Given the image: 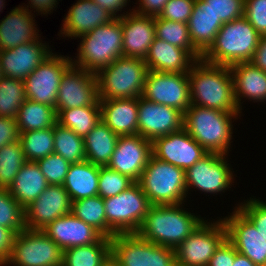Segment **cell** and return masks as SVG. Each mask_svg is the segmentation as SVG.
<instances>
[{
  "instance_id": "1",
  "label": "cell",
  "mask_w": 266,
  "mask_h": 266,
  "mask_svg": "<svg viewBox=\"0 0 266 266\" xmlns=\"http://www.w3.org/2000/svg\"><path fill=\"white\" fill-rule=\"evenodd\" d=\"M190 103L225 112H240L229 66L197 60L188 72Z\"/></svg>"
},
{
  "instance_id": "2",
  "label": "cell",
  "mask_w": 266,
  "mask_h": 266,
  "mask_svg": "<svg viewBox=\"0 0 266 266\" xmlns=\"http://www.w3.org/2000/svg\"><path fill=\"white\" fill-rule=\"evenodd\" d=\"M183 204L151 205L137 234L149 242L175 249L204 221L184 210Z\"/></svg>"
},
{
  "instance_id": "3",
  "label": "cell",
  "mask_w": 266,
  "mask_h": 266,
  "mask_svg": "<svg viewBox=\"0 0 266 266\" xmlns=\"http://www.w3.org/2000/svg\"><path fill=\"white\" fill-rule=\"evenodd\" d=\"M242 112H225L216 109L190 105L184 113L183 128L208 153L227 155L233 142L232 120ZM229 149V150H228Z\"/></svg>"
},
{
  "instance_id": "4",
  "label": "cell",
  "mask_w": 266,
  "mask_h": 266,
  "mask_svg": "<svg viewBox=\"0 0 266 266\" xmlns=\"http://www.w3.org/2000/svg\"><path fill=\"white\" fill-rule=\"evenodd\" d=\"M260 36L245 16L224 23L202 60L222 66L250 62Z\"/></svg>"
},
{
  "instance_id": "5",
  "label": "cell",
  "mask_w": 266,
  "mask_h": 266,
  "mask_svg": "<svg viewBox=\"0 0 266 266\" xmlns=\"http://www.w3.org/2000/svg\"><path fill=\"white\" fill-rule=\"evenodd\" d=\"M79 38L82 40L78 53L75 56L76 59H71V62L77 67L96 74L115 59L123 56L122 17L97 26Z\"/></svg>"
},
{
  "instance_id": "6",
  "label": "cell",
  "mask_w": 266,
  "mask_h": 266,
  "mask_svg": "<svg viewBox=\"0 0 266 266\" xmlns=\"http://www.w3.org/2000/svg\"><path fill=\"white\" fill-rule=\"evenodd\" d=\"M147 72L143 59L124 56L115 59L95 74L99 100L139 98Z\"/></svg>"
},
{
  "instance_id": "7",
  "label": "cell",
  "mask_w": 266,
  "mask_h": 266,
  "mask_svg": "<svg viewBox=\"0 0 266 266\" xmlns=\"http://www.w3.org/2000/svg\"><path fill=\"white\" fill-rule=\"evenodd\" d=\"M138 183L151 205H175L185 202V171L153 155L149 158Z\"/></svg>"
},
{
  "instance_id": "8",
  "label": "cell",
  "mask_w": 266,
  "mask_h": 266,
  "mask_svg": "<svg viewBox=\"0 0 266 266\" xmlns=\"http://www.w3.org/2000/svg\"><path fill=\"white\" fill-rule=\"evenodd\" d=\"M103 200L107 225L116 234L137 233L151 206L138 182Z\"/></svg>"
},
{
  "instance_id": "9",
  "label": "cell",
  "mask_w": 266,
  "mask_h": 266,
  "mask_svg": "<svg viewBox=\"0 0 266 266\" xmlns=\"http://www.w3.org/2000/svg\"><path fill=\"white\" fill-rule=\"evenodd\" d=\"M111 253L121 266H177L175 249L142 239L137 233L115 234Z\"/></svg>"
},
{
  "instance_id": "10",
  "label": "cell",
  "mask_w": 266,
  "mask_h": 266,
  "mask_svg": "<svg viewBox=\"0 0 266 266\" xmlns=\"http://www.w3.org/2000/svg\"><path fill=\"white\" fill-rule=\"evenodd\" d=\"M63 250L42 230L24 229L15 235L3 266H62Z\"/></svg>"
},
{
  "instance_id": "11",
  "label": "cell",
  "mask_w": 266,
  "mask_h": 266,
  "mask_svg": "<svg viewBox=\"0 0 266 266\" xmlns=\"http://www.w3.org/2000/svg\"><path fill=\"white\" fill-rule=\"evenodd\" d=\"M227 238L222 219L207 222L204 220L175 248L177 266H208L220 244Z\"/></svg>"
},
{
  "instance_id": "12",
  "label": "cell",
  "mask_w": 266,
  "mask_h": 266,
  "mask_svg": "<svg viewBox=\"0 0 266 266\" xmlns=\"http://www.w3.org/2000/svg\"><path fill=\"white\" fill-rule=\"evenodd\" d=\"M72 65L71 57L52 53L24 80L27 99L56 109L61 78Z\"/></svg>"
},
{
  "instance_id": "13",
  "label": "cell",
  "mask_w": 266,
  "mask_h": 266,
  "mask_svg": "<svg viewBox=\"0 0 266 266\" xmlns=\"http://www.w3.org/2000/svg\"><path fill=\"white\" fill-rule=\"evenodd\" d=\"M226 155L207 153L185 171L187 194L191 187L202 193L216 194L225 192L234 183L232 168L227 163Z\"/></svg>"
},
{
  "instance_id": "14",
  "label": "cell",
  "mask_w": 266,
  "mask_h": 266,
  "mask_svg": "<svg viewBox=\"0 0 266 266\" xmlns=\"http://www.w3.org/2000/svg\"><path fill=\"white\" fill-rule=\"evenodd\" d=\"M142 97L185 113L191 105L188 72L164 73L148 70Z\"/></svg>"
},
{
  "instance_id": "15",
  "label": "cell",
  "mask_w": 266,
  "mask_h": 266,
  "mask_svg": "<svg viewBox=\"0 0 266 266\" xmlns=\"http://www.w3.org/2000/svg\"><path fill=\"white\" fill-rule=\"evenodd\" d=\"M98 100L95 73L72 64L61 78L55 110L93 106Z\"/></svg>"
},
{
  "instance_id": "16",
  "label": "cell",
  "mask_w": 266,
  "mask_h": 266,
  "mask_svg": "<svg viewBox=\"0 0 266 266\" xmlns=\"http://www.w3.org/2000/svg\"><path fill=\"white\" fill-rule=\"evenodd\" d=\"M207 153L184 128L169 135L157 137L152 141V155L154 157L180 167L184 171Z\"/></svg>"
},
{
  "instance_id": "17",
  "label": "cell",
  "mask_w": 266,
  "mask_h": 266,
  "mask_svg": "<svg viewBox=\"0 0 266 266\" xmlns=\"http://www.w3.org/2000/svg\"><path fill=\"white\" fill-rule=\"evenodd\" d=\"M152 155V141L139 134L119 136L107 167L138 182Z\"/></svg>"
},
{
  "instance_id": "18",
  "label": "cell",
  "mask_w": 266,
  "mask_h": 266,
  "mask_svg": "<svg viewBox=\"0 0 266 266\" xmlns=\"http://www.w3.org/2000/svg\"><path fill=\"white\" fill-rule=\"evenodd\" d=\"M184 113L178 109L157 104L142 96L138 98V134L153 141L160 136L183 128Z\"/></svg>"
},
{
  "instance_id": "19",
  "label": "cell",
  "mask_w": 266,
  "mask_h": 266,
  "mask_svg": "<svg viewBox=\"0 0 266 266\" xmlns=\"http://www.w3.org/2000/svg\"><path fill=\"white\" fill-rule=\"evenodd\" d=\"M231 215L223 218L227 239L237 252L248 257L258 266L266 264V238L254 224L236 207Z\"/></svg>"
},
{
  "instance_id": "20",
  "label": "cell",
  "mask_w": 266,
  "mask_h": 266,
  "mask_svg": "<svg viewBox=\"0 0 266 266\" xmlns=\"http://www.w3.org/2000/svg\"><path fill=\"white\" fill-rule=\"evenodd\" d=\"M72 202L63 185H49L25 210V227L42 230L55 219L71 212Z\"/></svg>"
},
{
  "instance_id": "21",
  "label": "cell",
  "mask_w": 266,
  "mask_h": 266,
  "mask_svg": "<svg viewBox=\"0 0 266 266\" xmlns=\"http://www.w3.org/2000/svg\"><path fill=\"white\" fill-rule=\"evenodd\" d=\"M42 42V39H36L12 49L0 51V62L4 77L24 81L39 64L52 54L49 45Z\"/></svg>"
},
{
  "instance_id": "22",
  "label": "cell",
  "mask_w": 266,
  "mask_h": 266,
  "mask_svg": "<svg viewBox=\"0 0 266 266\" xmlns=\"http://www.w3.org/2000/svg\"><path fill=\"white\" fill-rule=\"evenodd\" d=\"M42 231L63 251L72 247L96 243L103 237L98 230L71 212L55 219Z\"/></svg>"
},
{
  "instance_id": "23",
  "label": "cell",
  "mask_w": 266,
  "mask_h": 266,
  "mask_svg": "<svg viewBox=\"0 0 266 266\" xmlns=\"http://www.w3.org/2000/svg\"><path fill=\"white\" fill-rule=\"evenodd\" d=\"M123 56L145 59L155 34V17L139 15L130 10L122 17Z\"/></svg>"
},
{
  "instance_id": "24",
  "label": "cell",
  "mask_w": 266,
  "mask_h": 266,
  "mask_svg": "<svg viewBox=\"0 0 266 266\" xmlns=\"http://www.w3.org/2000/svg\"><path fill=\"white\" fill-rule=\"evenodd\" d=\"M27 6V7H25ZM28 5L15 7L0 20V51L39 39V30Z\"/></svg>"
},
{
  "instance_id": "25",
  "label": "cell",
  "mask_w": 266,
  "mask_h": 266,
  "mask_svg": "<svg viewBox=\"0 0 266 266\" xmlns=\"http://www.w3.org/2000/svg\"><path fill=\"white\" fill-rule=\"evenodd\" d=\"M65 19V20H64ZM63 19L62 36L80 37L97 26L111 22L114 17L92 0H78Z\"/></svg>"
},
{
  "instance_id": "26",
  "label": "cell",
  "mask_w": 266,
  "mask_h": 266,
  "mask_svg": "<svg viewBox=\"0 0 266 266\" xmlns=\"http://www.w3.org/2000/svg\"><path fill=\"white\" fill-rule=\"evenodd\" d=\"M144 61L150 71L186 73L197 60L186 49L155 37Z\"/></svg>"
},
{
  "instance_id": "27",
  "label": "cell",
  "mask_w": 266,
  "mask_h": 266,
  "mask_svg": "<svg viewBox=\"0 0 266 266\" xmlns=\"http://www.w3.org/2000/svg\"><path fill=\"white\" fill-rule=\"evenodd\" d=\"M101 120L118 136L138 134V98L99 100Z\"/></svg>"
},
{
  "instance_id": "28",
  "label": "cell",
  "mask_w": 266,
  "mask_h": 266,
  "mask_svg": "<svg viewBox=\"0 0 266 266\" xmlns=\"http://www.w3.org/2000/svg\"><path fill=\"white\" fill-rule=\"evenodd\" d=\"M229 68L233 78L235 102L240 112H242L241 98L253 102L266 101V72L251 62L236 63Z\"/></svg>"
},
{
  "instance_id": "29",
  "label": "cell",
  "mask_w": 266,
  "mask_h": 266,
  "mask_svg": "<svg viewBox=\"0 0 266 266\" xmlns=\"http://www.w3.org/2000/svg\"><path fill=\"white\" fill-rule=\"evenodd\" d=\"M187 25L194 48L203 55L213 44L223 23L204 8L203 0H195Z\"/></svg>"
},
{
  "instance_id": "30",
  "label": "cell",
  "mask_w": 266,
  "mask_h": 266,
  "mask_svg": "<svg viewBox=\"0 0 266 266\" xmlns=\"http://www.w3.org/2000/svg\"><path fill=\"white\" fill-rule=\"evenodd\" d=\"M49 186L36 162H26L11 186L8 188L13 198L25 209Z\"/></svg>"
},
{
  "instance_id": "31",
  "label": "cell",
  "mask_w": 266,
  "mask_h": 266,
  "mask_svg": "<svg viewBox=\"0 0 266 266\" xmlns=\"http://www.w3.org/2000/svg\"><path fill=\"white\" fill-rule=\"evenodd\" d=\"M100 166L85 160L69 166L63 187L71 202L98 195Z\"/></svg>"
},
{
  "instance_id": "32",
  "label": "cell",
  "mask_w": 266,
  "mask_h": 266,
  "mask_svg": "<svg viewBox=\"0 0 266 266\" xmlns=\"http://www.w3.org/2000/svg\"><path fill=\"white\" fill-rule=\"evenodd\" d=\"M119 136L102 120L84 137L86 160L99 166H107L115 150Z\"/></svg>"
},
{
  "instance_id": "33",
  "label": "cell",
  "mask_w": 266,
  "mask_h": 266,
  "mask_svg": "<svg viewBox=\"0 0 266 266\" xmlns=\"http://www.w3.org/2000/svg\"><path fill=\"white\" fill-rule=\"evenodd\" d=\"M19 132L54 127L57 113L54 107L26 99L16 117Z\"/></svg>"
},
{
  "instance_id": "34",
  "label": "cell",
  "mask_w": 266,
  "mask_h": 266,
  "mask_svg": "<svg viewBox=\"0 0 266 266\" xmlns=\"http://www.w3.org/2000/svg\"><path fill=\"white\" fill-rule=\"evenodd\" d=\"M57 123L85 137L101 120L99 100L93 106L57 110Z\"/></svg>"
},
{
  "instance_id": "35",
  "label": "cell",
  "mask_w": 266,
  "mask_h": 266,
  "mask_svg": "<svg viewBox=\"0 0 266 266\" xmlns=\"http://www.w3.org/2000/svg\"><path fill=\"white\" fill-rule=\"evenodd\" d=\"M110 254V238L103 236L96 243L64 250L62 266H101Z\"/></svg>"
},
{
  "instance_id": "36",
  "label": "cell",
  "mask_w": 266,
  "mask_h": 266,
  "mask_svg": "<svg viewBox=\"0 0 266 266\" xmlns=\"http://www.w3.org/2000/svg\"><path fill=\"white\" fill-rule=\"evenodd\" d=\"M71 213L94 227L105 237L112 238L116 234L107 225L104 200L99 195L73 201Z\"/></svg>"
},
{
  "instance_id": "37",
  "label": "cell",
  "mask_w": 266,
  "mask_h": 266,
  "mask_svg": "<svg viewBox=\"0 0 266 266\" xmlns=\"http://www.w3.org/2000/svg\"><path fill=\"white\" fill-rule=\"evenodd\" d=\"M53 134L54 153L62 156L70 164L86 160L84 137L59 123L54 125Z\"/></svg>"
},
{
  "instance_id": "38",
  "label": "cell",
  "mask_w": 266,
  "mask_h": 266,
  "mask_svg": "<svg viewBox=\"0 0 266 266\" xmlns=\"http://www.w3.org/2000/svg\"><path fill=\"white\" fill-rule=\"evenodd\" d=\"M155 34L156 38L186 49L196 60L202 59V55L192 44L187 23L161 19L157 16L155 17Z\"/></svg>"
},
{
  "instance_id": "39",
  "label": "cell",
  "mask_w": 266,
  "mask_h": 266,
  "mask_svg": "<svg viewBox=\"0 0 266 266\" xmlns=\"http://www.w3.org/2000/svg\"><path fill=\"white\" fill-rule=\"evenodd\" d=\"M19 141L28 162H36L54 153L53 127L21 132Z\"/></svg>"
},
{
  "instance_id": "40",
  "label": "cell",
  "mask_w": 266,
  "mask_h": 266,
  "mask_svg": "<svg viewBox=\"0 0 266 266\" xmlns=\"http://www.w3.org/2000/svg\"><path fill=\"white\" fill-rule=\"evenodd\" d=\"M26 99L23 80L10 77L0 79V117L16 118Z\"/></svg>"
},
{
  "instance_id": "41",
  "label": "cell",
  "mask_w": 266,
  "mask_h": 266,
  "mask_svg": "<svg viewBox=\"0 0 266 266\" xmlns=\"http://www.w3.org/2000/svg\"><path fill=\"white\" fill-rule=\"evenodd\" d=\"M27 162L20 141L0 148V188L8 189L21 167Z\"/></svg>"
},
{
  "instance_id": "42",
  "label": "cell",
  "mask_w": 266,
  "mask_h": 266,
  "mask_svg": "<svg viewBox=\"0 0 266 266\" xmlns=\"http://www.w3.org/2000/svg\"><path fill=\"white\" fill-rule=\"evenodd\" d=\"M0 226L13 230L16 234L26 229L24 208L13 198L8 189L1 188Z\"/></svg>"
},
{
  "instance_id": "43",
  "label": "cell",
  "mask_w": 266,
  "mask_h": 266,
  "mask_svg": "<svg viewBox=\"0 0 266 266\" xmlns=\"http://www.w3.org/2000/svg\"><path fill=\"white\" fill-rule=\"evenodd\" d=\"M135 182L107 166H100L98 180V195L103 199L116 196L127 190Z\"/></svg>"
},
{
  "instance_id": "44",
  "label": "cell",
  "mask_w": 266,
  "mask_h": 266,
  "mask_svg": "<svg viewBox=\"0 0 266 266\" xmlns=\"http://www.w3.org/2000/svg\"><path fill=\"white\" fill-rule=\"evenodd\" d=\"M49 185H63L69 166L62 156L52 153L36 161Z\"/></svg>"
},
{
  "instance_id": "45",
  "label": "cell",
  "mask_w": 266,
  "mask_h": 266,
  "mask_svg": "<svg viewBox=\"0 0 266 266\" xmlns=\"http://www.w3.org/2000/svg\"><path fill=\"white\" fill-rule=\"evenodd\" d=\"M204 8L220 21L228 23L244 16L245 0H203Z\"/></svg>"
},
{
  "instance_id": "46",
  "label": "cell",
  "mask_w": 266,
  "mask_h": 266,
  "mask_svg": "<svg viewBox=\"0 0 266 266\" xmlns=\"http://www.w3.org/2000/svg\"><path fill=\"white\" fill-rule=\"evenodd\" d=\"M238 205L237 208L254 224L258 232L266 238V201L250 197V200L248 199Z\"/></svg>"
},
{
  "instance_id": "47",
  "label": "cell",
  "mask_w": 266,
  "mask_h": 266,
  "mask_svg": "<svg viewBox=\"0 0 266 266\" xmlns=\"http://www.w3.org/2000/svg\"><path fill=\"white\" fill-rule=\"evenodd\" d=\"M194 5L195 0H169L159 17L174 22L188 23Z\"/></svg>"
},
{
  "instance_id": "48",
  "label": "cell",
  "mask_w": 266,
  "mask_h": 266,
  "mask_svg": "<svg viewBox=\"0 0 266 266\" xmlns=\"http://www.w3.org/2000/svg\"><path fill=\"white\" fill-rule=\"evenodd\" d=\"M244 16L260 35H266V0H245Z\"/></svg>"
},
{
  "instance_id": "49",
  "label": "cell",
  "mask_w": 266,
  "mask_h": 266,
  "mask_svg": "<svg viewBox=\"0 0 266 266\" xmlns=\"http://www.w3.org/2000/svg\"><path fill=\"white\" fill-rule=\"evenodd\" d=\"M237 250L226 238L211 257L208 266H232Z\"/></svg>"
},
{
  "instance_id": "50",
  "label": "cell",
  "mask_w": 266,
  "mask_h": 266,
  "mask_svg": "<svg viewBox=\"0 0 266 266\" xmlns=\"http://www.w3.org/2000/svg\"><path fill=\"white\" fill-rule=\"evenodd\" d=\"M20 132L16 118L0 117V148L19 140Z\"/></svg>"
},
{
  "instance_id": "51",
  "label": "cell",
  "mask_w": 266,
  "mask_h": 266,
  "mask_svg": "<svg viewBox=\"0 0 266 266\" xmlns=\"http://www.w3.org/2000/svg\"><path fill=\"white\" fill-rule=\"evenodd\" d=\"M169 0H138L139 7L133 8L134 13L150 17H157L163 12L166 3Z\"/></svg>"
},
{
  "instance_id": "52",
  "label": "cell",
  "mask_w": 266,
  "mask_h": 266,
  "mask_svg": "<svg viewBox=\"0 0 266 266\" xmlns=\"http://www.w3.org/2000/svg\"><path fill=\"white\" fill-rule=\"evenodd\" d=\"M15 235L13 230L0 226V264L2 266L10 256Z\"/></svg>"
},
{
  "instance_id": "53",
  "label": "cell",
  "mask_w": 266,
  "mask_h": 266,
  "mask_svg": "<svg viewBox=\"0 0 266 266\" xmlns=\"http://www.w3.org/2000/svg\"><path fill=\"white\" fill-rule=\"evenodd\" d=\"M92 1L95 2L97 5H99L101 8L105 9L114 18H120L128 14V11L126 13L123 12L124 14H118L119 11L121 12L122 9L127 6V3H129L128 0H92Z\"/></svg>"
},
{
  "instance_id": "54",
  "label": "cell",
  "mask_w": 266,
  "mask_h": 266,
  "mask_svg": "<svg viewBox=\"0 0 266 266\" xmlns=\"http://www.w3.org/2000/svg\"><path fill=\"white\" fill-rule=\"evenodd\" d=\"M255 67L266 72V35H261L258 46L250 61Z\"/></svg>"
},
{
  "instance_id": "55",
  "label": "cell",
  "mask_w": 266,
  "mask_h": 266,
  "mask_svg": "<svg viewBox=\"0 0 266 266\" xmlns=\"http://www.w3.org/2000/svg\"><path fill=\"white\" fill-rule=\"evenodd\" d=\"M31 3V4H30ZM30 9H36V12L41 14H51L58 3V0H30L29 1ZM54 8V9H53Z\"/></svg>"
},
{
  "instance_id": "56",
  "label": "cell",
  "mask_w": 266,
  "mask_h": 266,
  "mask_svg": "<svg viewBox=\"0 0 266 266\" xmlns=\"http://www.w3.org/2000/svg\"><path fill=\"white\" fill-rule=\"evenodd\" d=\"M232 266H258L245 255L237 252Z\"/></svg>"
},
{
  "instance_id": "57",
  "label": "cell",
  "mask_w": 266,
  "mask_h": 266,
  "mask_svg": "<svg viewBox=\"0 0 266 266\" xmlns=\"http://www.w3.org/2000/svg\"><path fill=\"white\" fill-rule=\"evenodd\" d=\"M101 266H121L119 261L111 253Z\"/></svg>"
},
{
  "instance_id": "58",
  "label": "cell",
  "mask_w": 266,
  "mask_h": 266,
  "mask_svg": "<svg viewBox=\"0 0 266 266\" xmlns=\"http://www.w3.org/2000/svg\"><path fill=\"white\" fill-rule=\"evenodd\" d=\"M5 0H0V12L3 10V8L5 7Z\"/></svg>"
},
{
  "instance_id": "59",
  "label": "cell",
  "mask_w": 266,
  "mask_h": 266,
  "mask_svg": "<svg viewBox=\"0 0 266 266\" xmlns=\"http://www.w3.org/2000/svg\"><path fill=\"white\" fill-rule=\"evenodd\" d=\"M4 77L3 71H2V66L0 62V79Z\"/></svg>"
}]
</instances>
